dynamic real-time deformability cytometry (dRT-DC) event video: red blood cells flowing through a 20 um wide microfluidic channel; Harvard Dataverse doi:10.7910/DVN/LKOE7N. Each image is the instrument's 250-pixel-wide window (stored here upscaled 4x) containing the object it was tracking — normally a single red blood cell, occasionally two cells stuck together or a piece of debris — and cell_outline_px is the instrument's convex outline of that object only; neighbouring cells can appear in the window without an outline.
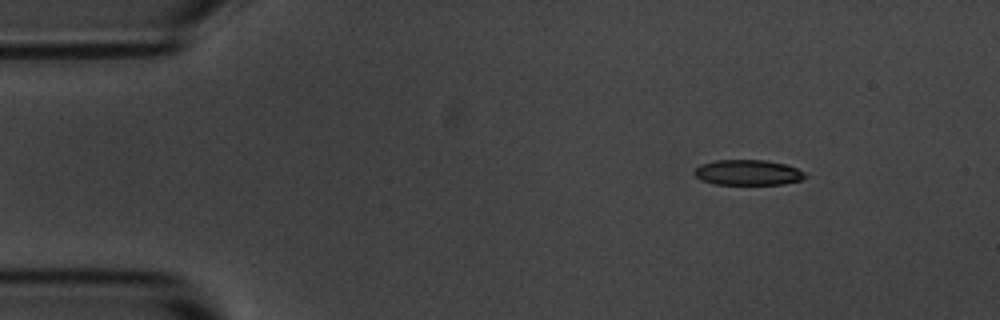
{"species": "common noctule bat (a hibernating species)", "species_latin": "Nyctalus noctula", "temperature_condition": "room temperature", "stored_images_in_passage": 4, "segment_of_instrument_passage": [1, 2], "camera_frame_rate_fps": 3000, "um_per_image_px": 0.085, "animal": {"sex": "male", "body_mass_g": 20.1, "forearm_length_mm": 53.5}, "frame": {"image": 1, "passage_image": 1, "time_ms": 0.0, "image_size_px": [1000, 320], "cell_outline_px": [[808, 176], [800, 180], [784, 184], [712, 184], [700, 180], [692, 172], [700, 164], [716, 160], [764, 160], [784, 164], [796, 168], [804, 172]], "centroid_in_image_um": [63.54, 14.67], "position_along_channel_um": 21.5, "area_um2": 16.42}}